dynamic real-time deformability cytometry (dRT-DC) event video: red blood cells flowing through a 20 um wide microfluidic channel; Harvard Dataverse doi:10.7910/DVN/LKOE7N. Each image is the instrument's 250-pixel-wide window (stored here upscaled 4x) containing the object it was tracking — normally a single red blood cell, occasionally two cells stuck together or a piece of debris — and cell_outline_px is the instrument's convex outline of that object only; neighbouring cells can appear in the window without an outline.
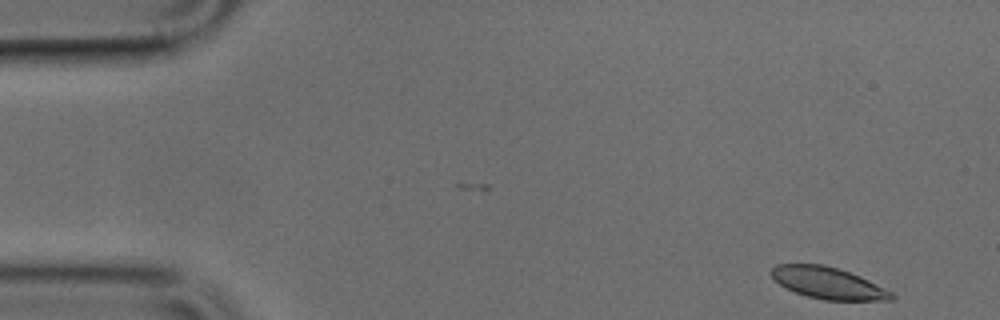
{"species": "common noctule bat (a hibernating species)", "species_latin": "Nyctalus noctula", "temperature_condition": "cold", "stored_images_in_passage": 47, "camera_frame_rate_fps": 3000, "um_per_image_px": 0.085, "animal": {"sex": "male", "body_mass_g": 17.9, "forearm_length_mm": 54.2}, "frame": {"image": 1, "passage_image": 1, "time_ms": 0.0, "image_size_px": [1000, 320], "cell_outline_px": [[896, 296], [892, 300], [824, 300], [808, 296], [784, 288], [772, 276], [772, 268], [776, 264], [824, 264], [860, 276], [892, 292]], "centroid_in_image_um": [70.39, 24.06], "position_along_channel_um": 14.6, "area_um2": 21.91}}
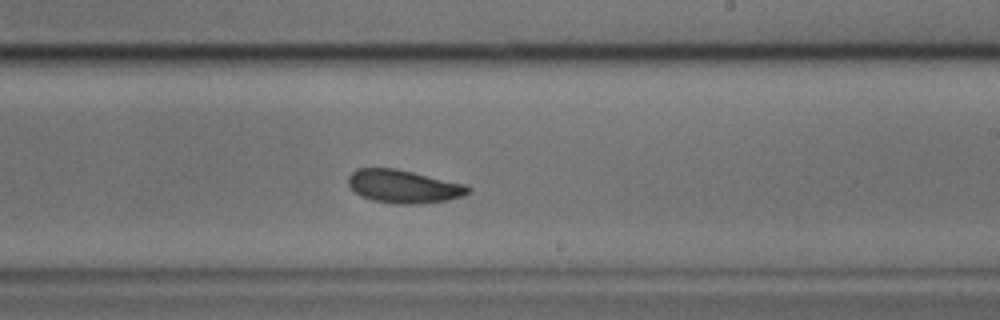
{"frame": {"image": 2, "passage_image": 27, "time_ms": 8.667, "image_size_px": [1000, 320], "cell_outline_px": [[472, 192], [464, 196], [448, 200], [424, 204], [396, 204], [372, 200], [360, 196], [348, 184], [348, 176], [356, 168], [396, 168], [464, 184], [472, 188]], "centroid_in_image_um": [34.33, 15.86], "position_along_channel_um": 254.7, "area_um2": 23.35}}
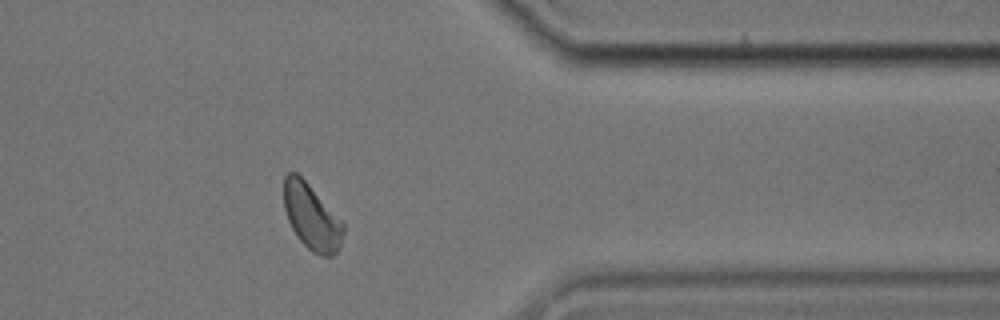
{"frame": {"image": 3, "passage_image": 38, "time_ms": 12.333, "image_size_px": [1000, 320], "cell_outline_px": [[344, 232], [340, 244], [336, 252], [332, 256], [320, 256], [312, 252], [296, 236], [288, 220], [284, 208], [284, 176], [288, 172], [296, 172], [308, 184], [344, 224]], "centroid_in_image_um": [26.47, 18.45], "position_along_channel_um": 384.9, "area_um2": 22.37}}